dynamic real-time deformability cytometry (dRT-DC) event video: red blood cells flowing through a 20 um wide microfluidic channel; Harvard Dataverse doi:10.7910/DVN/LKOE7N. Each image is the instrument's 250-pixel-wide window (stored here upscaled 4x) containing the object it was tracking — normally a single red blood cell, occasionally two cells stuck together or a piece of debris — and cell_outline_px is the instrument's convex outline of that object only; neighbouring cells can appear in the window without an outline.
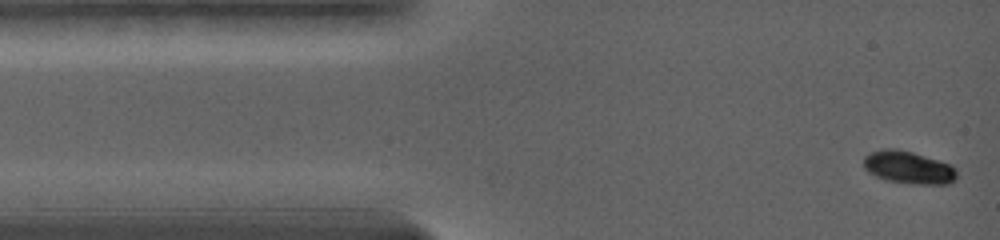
{"species": "common noctule bat (a hibernating species)", "species_latin": "Nyctalus noctula", "temperature_condition": "warm", "stored_images_in_passage": 50, "camera_frame_rate_fps": 5000, "um_per_image_px": 0.085, "animal": {"sex": "female", "body_mass_g": 19.0, "forearm_length_mm": 56.7}, "frame": {"image": 1, "passage_image": 1, "time_ms": 0.0, "image_size_px": [1000, 240], "cell_outline_px": [[956, 180], [948, 184], [912, 184], [888, 180], [876, 176], [868, 172], [864, 168], [864, 156], [872, 152], [892, 148], [912, 152], [948, 164], [956, 168]], "centroid_in_image_um": [77.23, 14.25], "position_along_channel_um": 7.8, "area_um2": 17.4}}
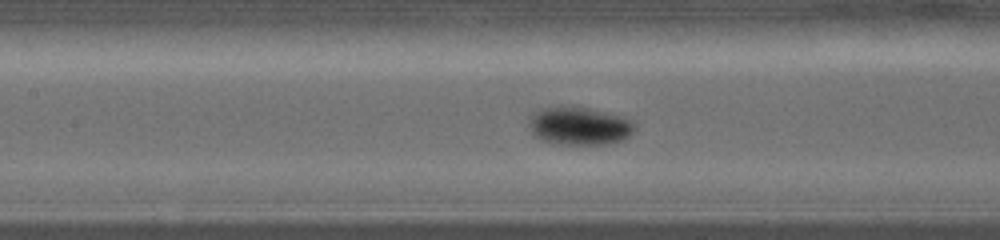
{"frame": {"image": 2, "passage_image": 21, "time_ms": 6.0, "image_size_px": [1000, 240], "cell_outline_px": [[636, 132], [624, 140], [608, 144], [556, 144], [540, 140], [532, 136], [528, 124], [532, 116], [540, 108], [556, 104], [576, 104], [620, 116], [632, 120], [636, 124]], "centroid_in_image_um": [49.23, 10.67], "position_along_channel_um": 158.2, "area_um2": 24.51}}
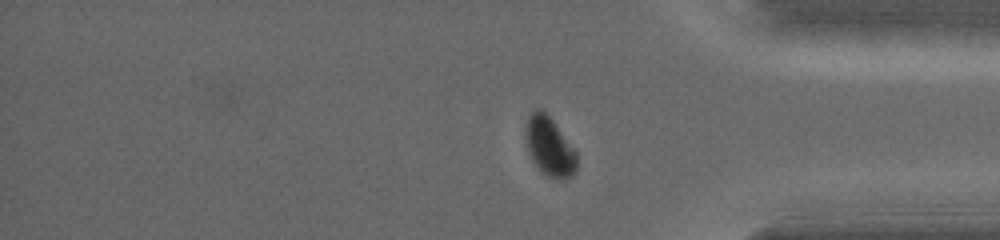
{"frame": {"image": 3, "passage_image": 42, "time_ms": 12.6, "image_size_px": [1000, 240], "cell_outline_px": [[576, 172], [572, 176], [560, 180], [548, 176], [540, 172], [532, 160], [528, 152], [524, 136], [524, 128], [528, 116], [536, 108], [540, 108], [552, 120], [576, 152]], "centroid_in_image_um": [46.66, 12.47], "position_along_channel_um": 388.5, "area_um2": 17.63}, "authors_computed_cell_mechanics": {"area_um2": 21.0392, "velocity_mm_per_s": 3.649, "shape_relaxation_time_tau1_ms": 1.3721, "shape_relaxation_time_tau2_ms": null, "deformation_change_tau1": 0.11, "deformation_change_tau2": null}}